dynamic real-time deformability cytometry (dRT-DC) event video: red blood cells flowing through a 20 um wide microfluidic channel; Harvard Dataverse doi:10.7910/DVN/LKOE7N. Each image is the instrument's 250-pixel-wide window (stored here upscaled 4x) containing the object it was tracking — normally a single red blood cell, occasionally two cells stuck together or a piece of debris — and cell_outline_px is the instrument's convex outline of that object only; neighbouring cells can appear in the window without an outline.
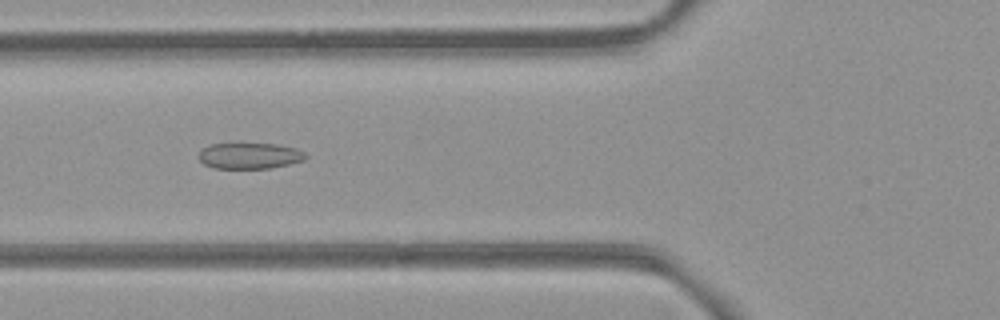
{"species": "common noctule bat (a hibernating species)", "species_latin": "Nyctalus noctula", "temperature_condition": "room temperature", "stored_images_in_passage": 12, "camera_frame_rate_fps": 3000, "um_per_image_px": 0.085, "animal": {"sex": "female", "body_mass_g": 21.9}, "frame": {"image": 1, "passage_image": 6, "time_ms": 1.667, "image_size_px": [1000, 320], "cell_outline_px": [[308, 156], [304, 160], [272, 168], [212, 168], [204, 164], [196, 156], [208, 144], [240, 140], [276, 144], [296, 148], [304, 152]], "centroid_in_image_um": [21.17, 13.18], "position_along_channel_um": 104.6, "area_um2": 17.17}}
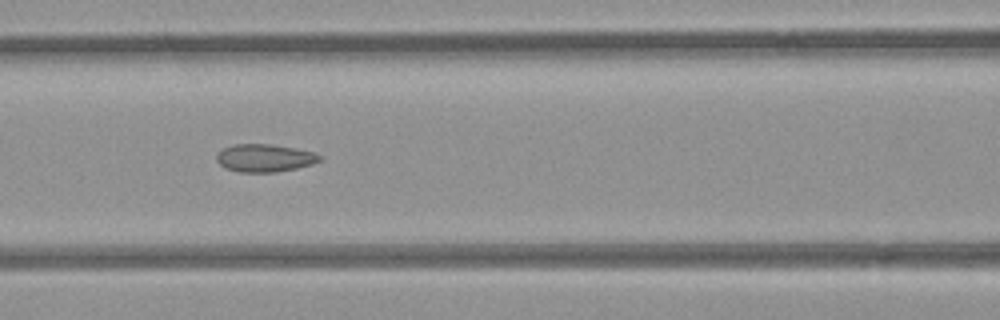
{"frame": {"image": 2, "passage_image": 9, "time_ms": 2.667, "image_size_px": [1000, 320], "cell_outline_px": [[324, 156], [320, 160], [312, 164], [296, 168], [276, 172], [240, 172], [224, 168], [216, 160], [216, 156], [224, 148], [232, 144], [268, 144], [292, 148], [312, 152]], "centroid_in_image_um": [22.48, 13.43], "position_along_channel_um": 144.1, "area_um2": 16.53}}